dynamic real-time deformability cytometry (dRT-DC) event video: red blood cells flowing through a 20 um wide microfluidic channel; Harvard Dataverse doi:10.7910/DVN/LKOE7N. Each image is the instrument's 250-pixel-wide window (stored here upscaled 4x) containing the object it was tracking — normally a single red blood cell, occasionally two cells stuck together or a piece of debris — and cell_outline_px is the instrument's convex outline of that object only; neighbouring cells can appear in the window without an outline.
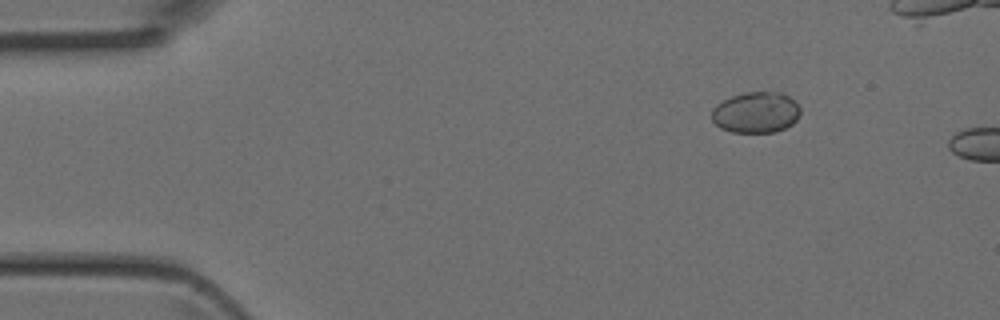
{"species": "Egyptian fruit bat (a non-hibernating species)", "species_latin": "Rousettus aegyptiacus", "temperature_condition": "room temperature", "stored_images_in_passage": 2, "camera_frame_rate_fps": 3000, "um_per_image_px": 0.085, "animal": {"sex": "female"}, "frame": {"image": 1, "passage_image": 1, "time_ms": 0.0, "image_size_px": [1000, 320], "cell_outline_px": [[800, 112], [796, 120], [792, 124], [776, 132], [732, 132], [720, 128], [712, 120], [712, 108], [716, 104], [732, 96], [744, 92], [780, 92], [788, 96], [800, 108]], "centroid_in_image_um": [64.23, 9.56], "position_along_channel_um": 20.8, "area_um2": 21.1}}